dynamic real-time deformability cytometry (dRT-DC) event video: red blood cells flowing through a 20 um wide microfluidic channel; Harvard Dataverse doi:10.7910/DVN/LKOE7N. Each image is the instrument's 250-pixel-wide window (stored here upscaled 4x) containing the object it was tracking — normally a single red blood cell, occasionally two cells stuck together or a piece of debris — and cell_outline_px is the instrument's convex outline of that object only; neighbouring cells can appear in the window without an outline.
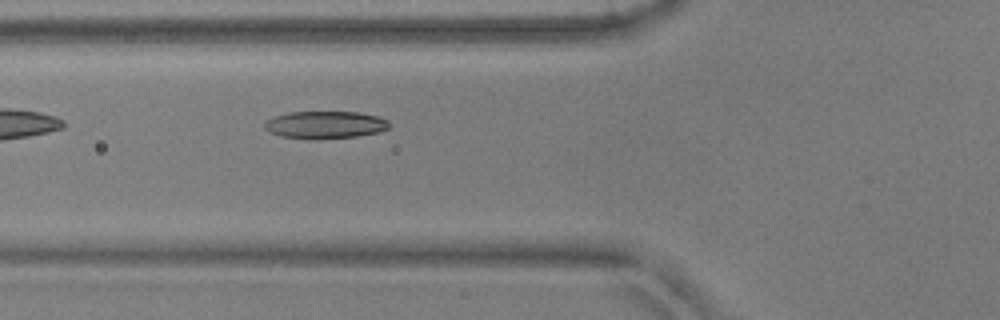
{"species": "common noctule bat (a hibernating species)", "species_latin": "Nyctalus noctula", "temperature_condition": "warm", "stored_images_in_passage": 23, "camera_frame_rate_fps": 3000, "um_per_image_px": 0.085, "animal": {"sex": "male", "body_mass_g": 17.9, "forearm_length_mm": 54.2}, "frame": {"image": 1, "passage_image": 4, "time_ms": 1.0, "image_size_px": [1000, 320], "cell_outline_px": [[388, 128], [376, 132], [356, 136], [280, 136], [268, 132], [264, 128], [264, 124], [268, 120], [276, 116], [288, 112], [360, 112], [376, 116], [388, 120]], "centroid_in_image_um": [27.63, 10.55], "position_along_channel_um": 98.2, "area_um2": 18.79}}
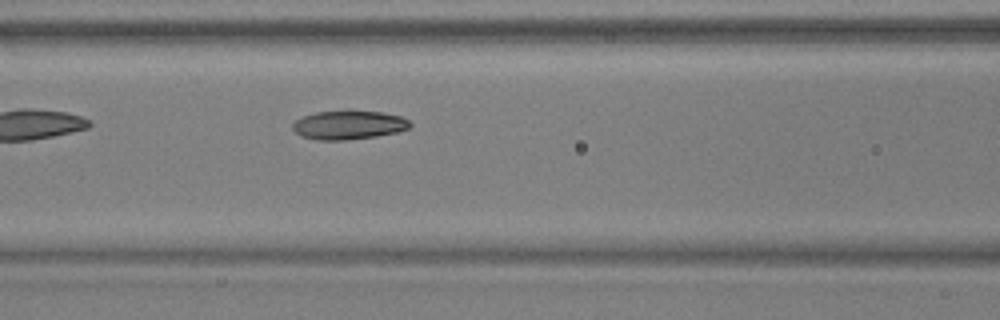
{"frame": {"image": 2, "passage_image": 7, "time_ms": 2.0, "image_size_px": [1000, 320], "cell_outline_px": [[412, 124], [408, 128], [396, 132], [376, 136], [344, 140], [316, 140], [300, 136], [292, 128], [292, 124], [296, 120], [304, 116], [316, 112], [380, 112], [400, 116], [408, 120]], "centroid_in_image_um": [29.61, 10.65], "position_along_channel_um": 137.0, "area_um2": 19.25}}
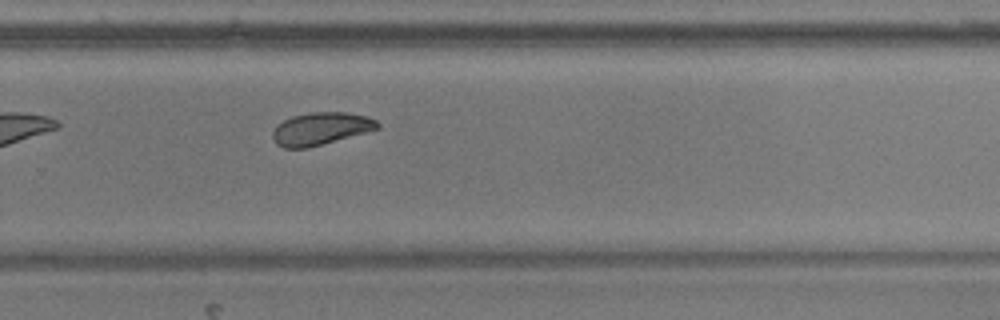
{"frame": {"image": 3, "passage_image": 20, "time_ms": 6.333, "image_size_px": [1000, 320], "cell_outline_px": [[380, 128], [368, 132], [308, 148], [284, 148], [276, 144], [272, 136], [272, 132], [284, 120], [292, 116], [308, 112], [348, 112], [368, 116], [376, 120], [380, 124]], "centroid_in_image_um": [27.3, 10.93], "position_along_channel_um": 302.5, "area_um2": 20.0}}